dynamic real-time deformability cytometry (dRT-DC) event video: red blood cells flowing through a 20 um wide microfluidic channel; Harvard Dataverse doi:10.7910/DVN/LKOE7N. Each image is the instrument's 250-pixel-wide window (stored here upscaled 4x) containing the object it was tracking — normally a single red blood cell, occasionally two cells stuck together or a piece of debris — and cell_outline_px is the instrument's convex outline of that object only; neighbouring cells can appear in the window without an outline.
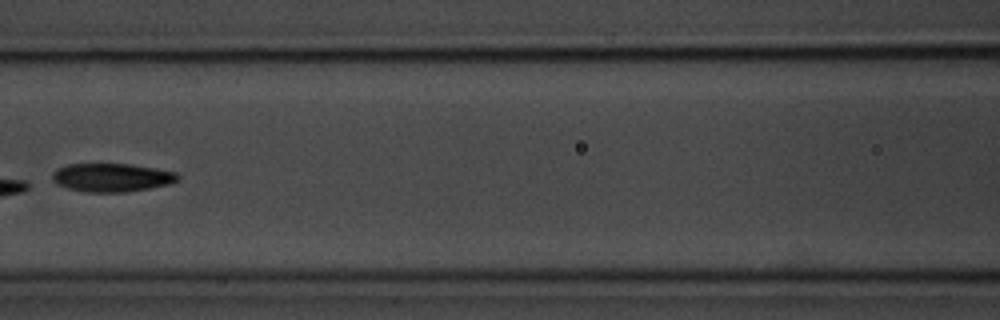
{"species": "common noctule bat (a hibernating species)", "species_latin": "Nyctalus noctula", "temperature_condition": "room temperature", "stored_images_in_passage": 8, "camera_frame_rate_fps": 3000, "um_per_image_px": 0.085, "animal": {"sex": "male", "body_mass_g": 20.1, "forearm_length_mm": 53.5}, "frame": {"image": 1, "passage_image": 7, "time_ms": 7.333, "image_size_px": [1000, 320], "cell_outline_px": [[180, 180], [168, 184], [148, 188], [124, 192], [84, 192], [68, 188], [56, 184], [52, 180], [52, 172], [56, 168], [68, 164], [132, 164], [156, 168], [176, 172], [180, 176]], "centroid_in_image_um": [9.48, 15.08], "position_along_channel_um": 157.1, "area_um2": 20.92}}
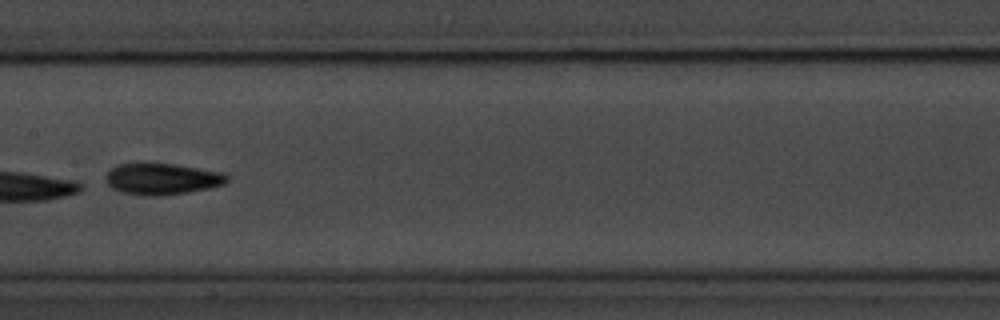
{"frame": {"image": 2, "passage_image": 8, "time_ms": 8.333, "image_size_px": [1000, 320], "cell_outline_px": [[228, 180], [224, 184], [208, 188], [188, 192], [160, 196], [144, 196], [120, 192], [112, 188], [108, 184], [104, 176], [116, 164], [172, 164], [220, 172], [228, 176]], "centroid_in_image_um": [13.73, 15.23], "position_along_channel_um": 193.7, "area_um2": 21.91}}